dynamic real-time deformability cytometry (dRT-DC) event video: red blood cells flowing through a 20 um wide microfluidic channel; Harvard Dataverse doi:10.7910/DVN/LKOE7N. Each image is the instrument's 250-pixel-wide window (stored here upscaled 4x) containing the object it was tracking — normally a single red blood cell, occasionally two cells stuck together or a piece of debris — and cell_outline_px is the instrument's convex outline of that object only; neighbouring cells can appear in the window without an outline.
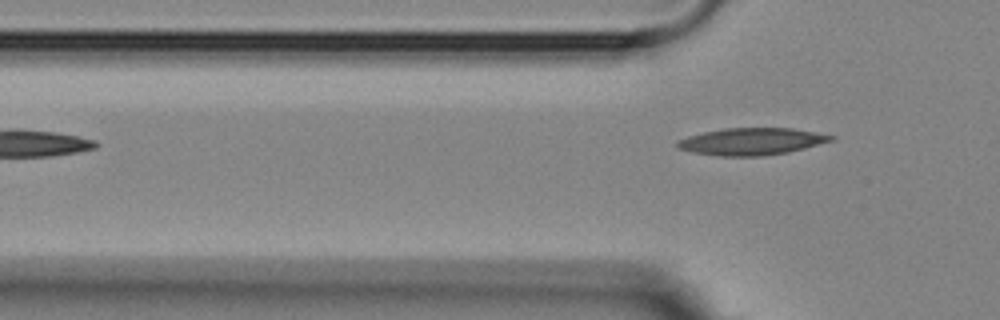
{"species": "Egyptian fruit bat (a non-hibernating species)", "species_latin": "Rousettus aegyptiacus", "temperature_condition": "room temperature", "stored_images_in_passage": 3, "camera_frame_rate_fps": 3000, "um_per_image_px": 0.085, "animal": {"sex": "female"}, "frame": {"image": 1, "passage_image": 3, "time_ms": 2.333, "image_size_px": [1000, 320], "cell_outline_px": [[836, 140], [788, 152], [760, 156], [720, 156], [692, 152], [676, 148], [676, 140], [688, 136], [704, 132], [724, 128], [792, 128], [836, 136]], "centroid_in_image_um": [63.87, 12.02], "position_along_channel_um": 61.9, "area_um2": 24.28}}